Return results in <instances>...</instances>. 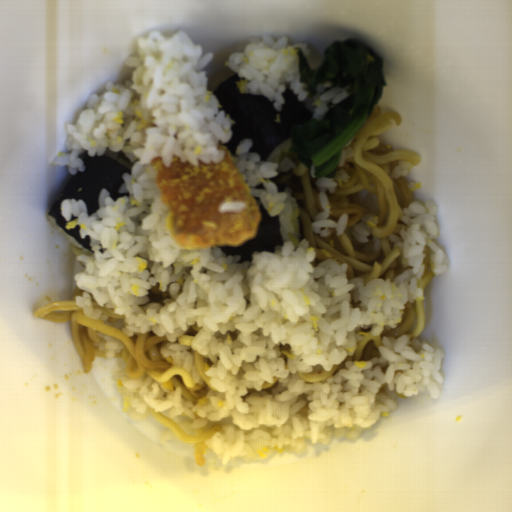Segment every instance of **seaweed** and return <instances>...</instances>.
<instances>
[{"label": "seaweed", "mask_w": 512, "mask_h": 512, "mask_svg": "<svg viewBox=\"0 0 512 512\" xmlns=\"http://www.w3.org/2000/svg\"><path fill=\"white\" fill-rule=\"evenodd\" d=\"M240 80L238 72L232 74L211 93L233 121L229 141L218 145V149L233 157L238 146L250 139V153L266 162L278 146L296 138L294 132L298 124L315 120L310 106L302 102L295 91H284L282 108L278 111L273 101L264 96L242 93Z\"/></svg>", "instance_id": "1faa68ee"}, {"label": "seaweed", "mask_w": 512, "mask_h": 512, "mask_svg": "<svg viewBox=\"0 0 512 512\" xmlns=\"http://www.w3.org/2000/svg\"><path fill=\"white\" fill-rule=\"evenodd\" d=\"M80 158L85 166L84 172H76L69 178L67 185L58 194L54 201L49 216H52L57 225L64 232L77 240L81 247L92 252L90 237L80 235L79 226L66 228V220L62 216L61 208L65 200H83L86 213L91 216L99 210V194L106 189L113 201L129 195L128 192H120L125 182L124 174L130 172L133 162L121 150H105L101 155H89L88 151L81 153Z\"/></svg>", "instance_id": "45ffbabd"}, {"label": "seaweed", "mask_w": 512, "mask_h": 512, "mask_svg": "<svg viewBox=\"0 0 512 512\" xmlns=\"http://www.w3.org/2000/svg\"><path fill=\"white\" fill-rule=\"evenodd\" d=\"M259 208V221L251 239L237 246H218L220 252L234 256L236 264L252 261L256 252H275L284 246L283 228L280 217L271 216L262 199L255 197Z\"/></svg>", "instance_id": "7513b1e5"}]
</instances>
